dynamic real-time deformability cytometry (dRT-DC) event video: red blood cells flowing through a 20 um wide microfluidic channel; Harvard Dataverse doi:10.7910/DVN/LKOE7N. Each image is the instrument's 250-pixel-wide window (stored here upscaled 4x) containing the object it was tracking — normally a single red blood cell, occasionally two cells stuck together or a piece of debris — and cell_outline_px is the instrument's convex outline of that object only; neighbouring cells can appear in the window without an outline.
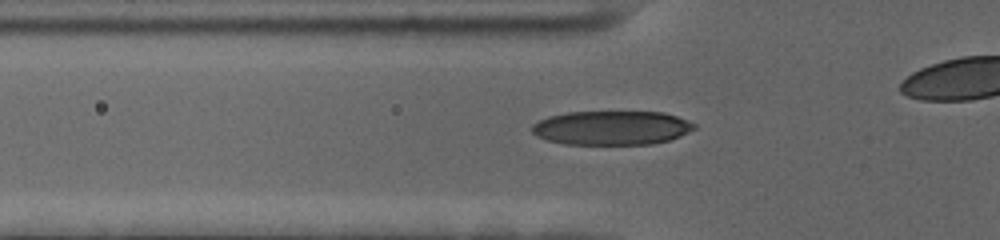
{"species": "human", "species_latin": "Homo sapiens", "temperature_condition": "cold", "stored_images_in_passage": 36, "camera_frame_rate_fps": 3000, "um_per_image_px": 0.085, "donor": {"sex": "female"}, "frame": {"image": 1, "passage_image": 4, "time_ms": 1.0, "image_size_px": [1000, 240], "cell_outline_px": [[696, 128], [680, 136], [668, 140], [652, 144], [564, 144], [548, 140], [536, 136], [532, 132], [532, 124], [548, 116], [568, 112], [664, 112], [688, 120], [696, 124]], "centroid_in_image_um": [51.99, 10.86], "position_along_channel_um": 73.8, "area_um2": 32.25}}
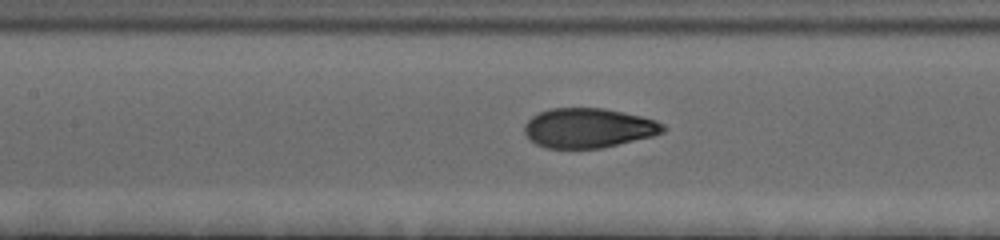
{"frame": {"image": 2, "passage_image": 11, "time_ms": 3.333, "image_size_px": [1000, 240], "cell_outline_px": [[668, 128], [664, 132], [652, 136], [600, 148], [544, 148], [536, 144], [524, 132], [524, 124], [532, 116], [540, 112], [552, 108], [604, 108], [640, 116], [656, 120], [664, 124]], "centroid_in_image_um": [50.02, 10.87], "position_along_channel_um": 157.4, "area_um2": 31.91}}
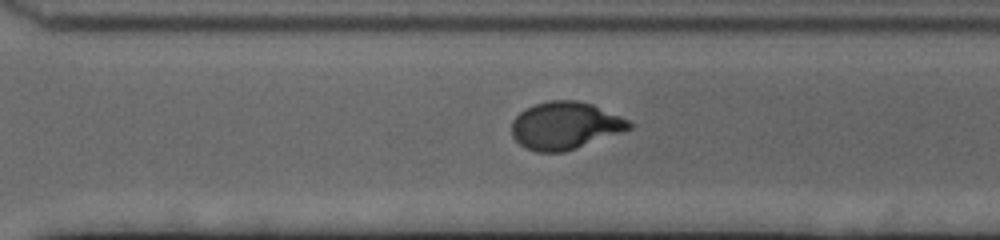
{"frame": {"image": 3, "passage_image": 25, "time_ms": 8.0, "image_size_px": [1000, 240], "cell_outline_px": [[636, 124], [632, 128], [576, 148], [564, 152], [536, 152], [520, 144], [512, 136], [512, 120], [520, 112], [536, 104], [552, 100], [576, 100], [592, 104], [620, 116]], "centroid_in_image_um": [48.04, 10.67], "position_along_channel_um": 322.6, "area_um2": 32.19}, "authors_computed_cell_mechanics": {"area_um2": 32.4547, "velocity_mm_per_s": 3.5459, "shape_relaxation_time_tau1_ms": 3.9934, "shape_relaxation_time_tau2_ms": null, "deformation_change_tau1": 0.1808, "deformation_change_tau2": null}}